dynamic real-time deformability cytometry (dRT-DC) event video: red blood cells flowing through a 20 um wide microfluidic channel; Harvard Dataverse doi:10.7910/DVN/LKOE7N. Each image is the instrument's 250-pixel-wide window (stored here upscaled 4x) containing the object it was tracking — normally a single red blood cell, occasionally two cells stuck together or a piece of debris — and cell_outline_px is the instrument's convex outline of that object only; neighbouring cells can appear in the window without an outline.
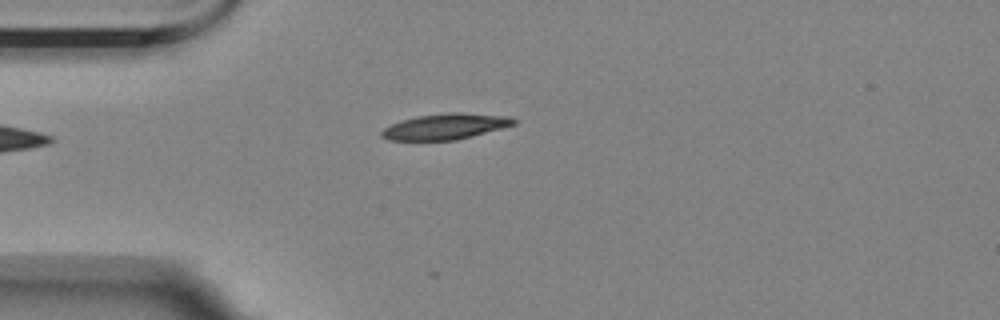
{"species": "Egyptian fruit bat (a non-hibernating species)", "species_latin": "Rousettus aegyptiacus", "temperature_condition": "room temperature", "stored_images_in_passage": 3, "camera_frame_rate_fps": 3000, "um_per_image_px": 0.085, "animal": {"sex": "female"}, "frame": {"image": 1, "passage_image": 3, "time_ms": 0.667, "image_size_px": [1000, 320], "cell_outline_px": [[516, 124], [472, 136], [456, 140], [388, 140], [380, 136], [380, 132], [384, 128], [400, 120], [416, 116], [448, 112], [460, 112], [508, 116], [516, 120]], "centroid_in_image_um": [37.83, 10.75], "position_along_channel_um": 47.2, "area_um2": 19.88}}